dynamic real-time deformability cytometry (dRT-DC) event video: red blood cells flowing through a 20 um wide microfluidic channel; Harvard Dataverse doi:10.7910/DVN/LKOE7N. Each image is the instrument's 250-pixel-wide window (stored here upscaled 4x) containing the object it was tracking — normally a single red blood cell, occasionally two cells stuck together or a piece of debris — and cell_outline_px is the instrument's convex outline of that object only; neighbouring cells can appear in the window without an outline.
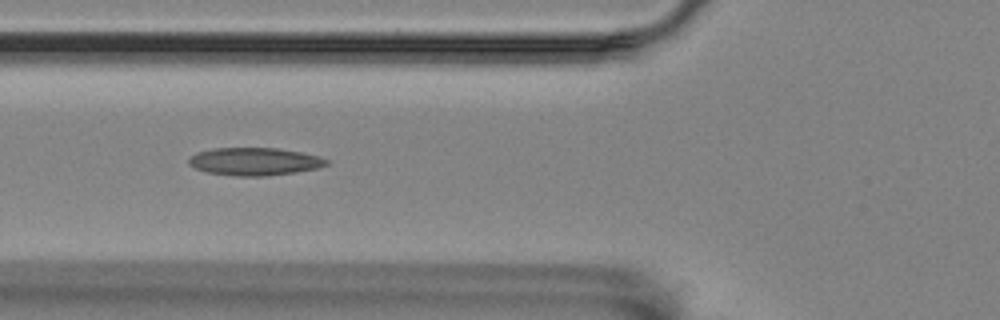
{"species": "Egyptian fruit bat (a non-hibernating species)", "species_latin": "Rousettus aegyptiacus", "temperature_condition": "room temperature", "stored_images_in_passage": 17, "camera_frame_rate_fps": 3000, "um_per_image_px": 0.085, "animal": {"sex": "female"}, "frame": {"image": 1, "passage_image": 7, "time_ms": 2.0, "image_size_px": [1000, 320], "cell_outline_px": [[328, 164], [320, 168], [296, 172], [264, 176], [232, 176], [208, 172], [196, 168], [188, 164], [188, 160], [196, 152], [212, 148], [276, 148], [300, 152], [320, 156], [328, 160]], "centroid_in_image_um": [21.65, 13.73], "position_along_channel_um": 104.2, "area_um2": 22.31}}
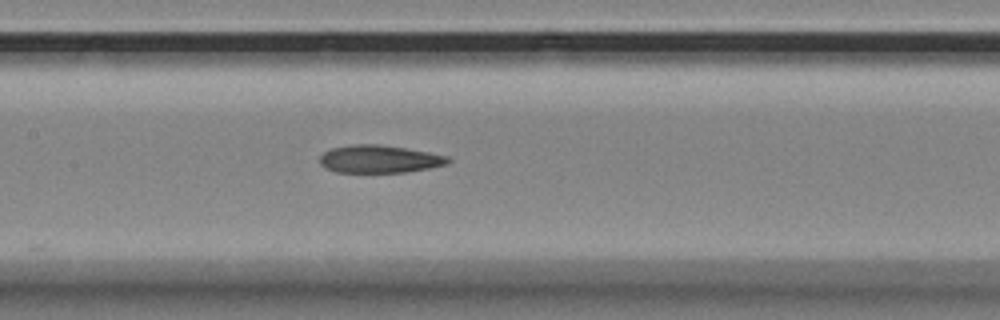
{"frame": {"image": 2, "passage_image": 13, "time_ms": 4.0, "image_size_px": [1000, 320], "cell_outline_px": [[452, 160], [444, 164], [428, 168], [404, 172], [336, 172], [324, 168], [320, 164], [320, 156], [324, 152], [332, 148], [352, 144], [376, 144], [404, 148], [428, 152], [448, 156]], "centroid_in_image_um": [32.2, 13.52], "position_along_channel_um": 175.2, "area_um2": 20.52}}
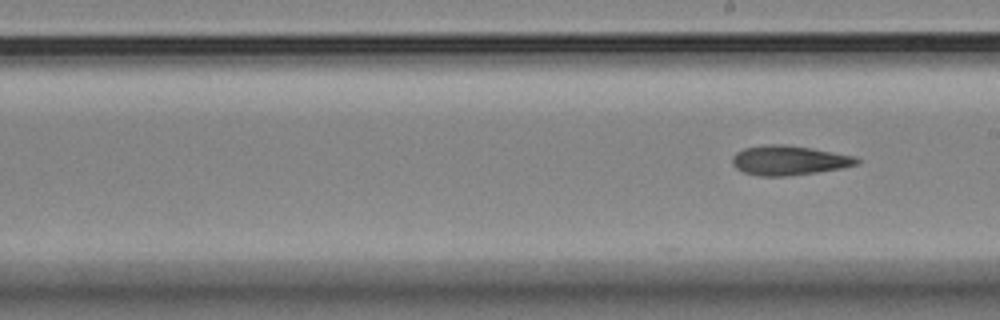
{"frame": {"image": 3, "passage_image": 17, "time_ms": 5.333, "image_size_px": [1000, 320], "cell_outline_px": [[860, 164], [840, 168], [816, 172], [788, 176], [760, 176], [744, 172], [736, 168], [732, 164], [732, 156], [736, 152], [744, 148], [764, 144], [788, 144], [812, 148], [856, 156], [860, 160]], "centroid_in_image_um": [67.06, 13.62], "position_along_channel_um": 221.9, "area_um2": 21.62}}